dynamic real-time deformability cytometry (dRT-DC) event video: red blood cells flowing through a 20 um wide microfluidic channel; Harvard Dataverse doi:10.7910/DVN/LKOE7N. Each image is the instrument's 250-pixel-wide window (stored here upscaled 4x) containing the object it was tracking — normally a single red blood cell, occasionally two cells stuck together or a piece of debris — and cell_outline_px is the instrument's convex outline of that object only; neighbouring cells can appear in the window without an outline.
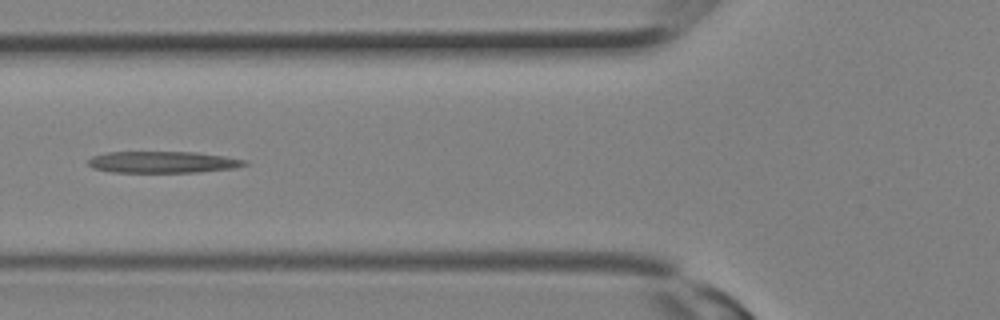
{"species": "Egyptian fruit bat (a non-hibernating species)", "species_latin": "Rousettus aegyptiacus", "temperature_condition": "room temperature", "stored_images_in_passage": 5, "camera_frame_rate_fps": 3000, "um_per_image_px": 0.085, "animal": {"sex": "female"}, "frame": {"image": 1, "passage_image": 4, "time_ms": 1.0, "image_size_px": [1000, 320], "cell_outline_px": [[248, 164], [236, 168], [200, 172], [112, 172], [96, 168], [88, 164], [88, 160], [92, 156], [108, 152], [196, 152], [224, 156], [248, 160]], "centroid_in_image_um": [13.9, 13.78], "position_along_channel_um": 111.9, "area_um2": 19.65}}